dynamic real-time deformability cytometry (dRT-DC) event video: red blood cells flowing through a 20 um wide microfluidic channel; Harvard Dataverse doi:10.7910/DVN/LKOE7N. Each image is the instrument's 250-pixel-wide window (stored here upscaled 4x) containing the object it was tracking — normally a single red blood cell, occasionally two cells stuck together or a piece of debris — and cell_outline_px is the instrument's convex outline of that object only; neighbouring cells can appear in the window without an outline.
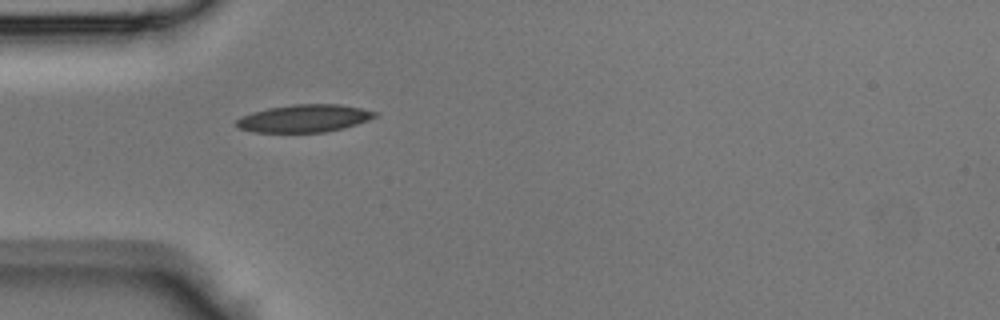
{"species": "Egyptian fruit bat (a non-hibernating species)", "species_latin": "Rousettus aegyptiacus", "temperature_condition": "room temperature", "stored_images_in_passage": 19, "camera_frame_rate_fps": 3000, "um_per_image_px": 0.085, "animal": {"sex": "male"}, "frame": {"image": 1, "passage_image": 2, "time_ms": 0.333, "image_size_px": [1000, 320], "cell_outline_px": [[376, 116], [368, 120], [344, 128], [324, 132], [252, 132], [240, 128], [236, 124], [236, 120], [252, 112], [268, 108], [292, 104], [340, 104], [360, 108], [376, 112]], "centroid_in_image_um": [25.86, 10.06], "position_along_channel_um": 59.1, "area_um2": 22.08}}
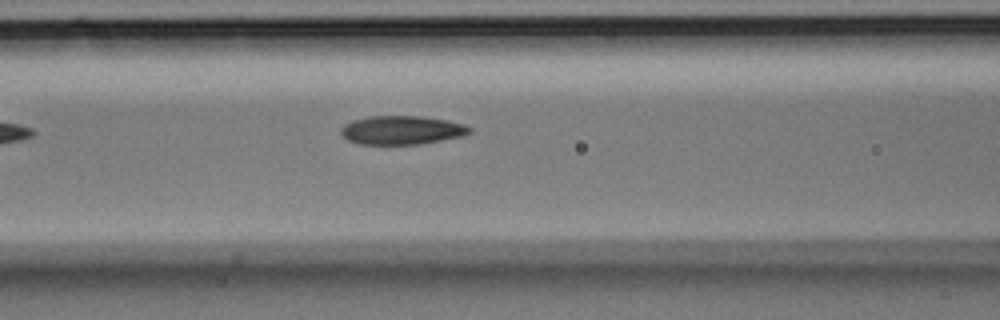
{"frame": {"image": 2, "passage_image": 7, "time_ms": 2.0, "image_size_px": [1000, 320], "cell_outline_px": [[472, 132], [464, 136], [420, 144], [360, 144], [348, 140], [340, 132], [340, 128], [344, 124], [352, 120], [372, 116], [420, 116], [448, 120], [464, 124], [472, 128]], "centroid_in_image_um": [34.18, 11.06], "position_along_channel_um": 132.4, "area_um2": 21.62}}
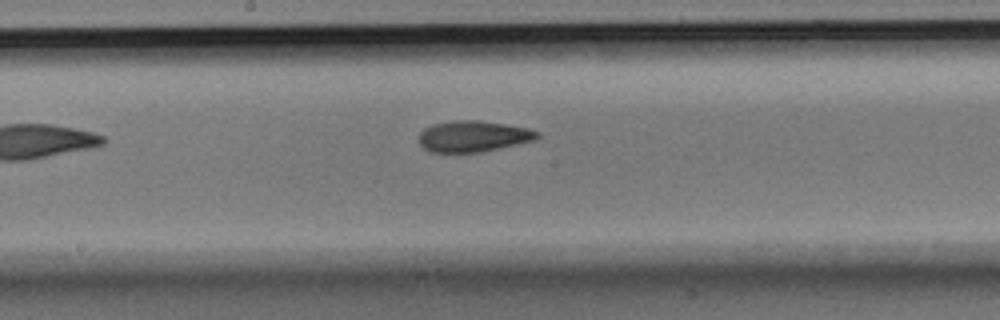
{"frame": {"image": 3, "passage_image": 12, "time_ms": 3.667, "image_size_px": [1000, 320], "cell_outline_px": [[540, 136], [536, 140], [500, 148], [480, 152], [428, 152], [420, 144], [420, 132], [424, 128], [432, 124], [452, 120], [480, 120], [528, 128], [540, 132]], "centroid_in_image_um": [40.23, 11.58], "position_along_channel_um": 208.0, "area_um2": 21.56}}